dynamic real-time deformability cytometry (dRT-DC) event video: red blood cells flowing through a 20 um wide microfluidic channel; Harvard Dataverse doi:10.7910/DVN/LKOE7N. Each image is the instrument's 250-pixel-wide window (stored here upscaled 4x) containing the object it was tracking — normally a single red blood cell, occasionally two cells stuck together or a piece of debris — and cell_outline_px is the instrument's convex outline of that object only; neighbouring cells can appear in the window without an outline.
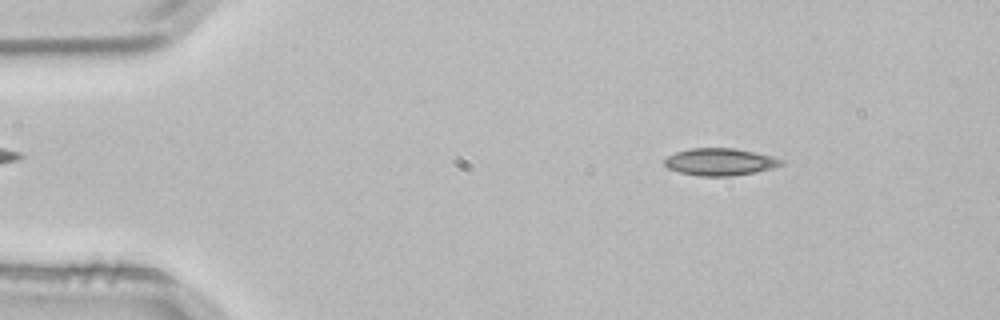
{"species": "common noctule bat (a hibernating species)", "species_latin": "Nyctalus noctula", "temperature_condition": "room temperature", "stored_images_in_passage": 3, "camera_frame_rate_fps": 3000, "um_per_image_px": 0.085, "animal": {"sex": "male", "body_mass_g": 21.5, "forearm_length_mm": 52.0}, "frame": {"image": 1, "passage_image": 1, "time_ms": 0.0, "image_size_px": [1000, 320], "cell_outline_px": [[784, 164], [776, 168], [756, 172], [732, 176], [696, 176], [680, 172], [668, 168], [664, 164], [664, 160], [668, 156], [676, 152], [688, 148], [736, 148], [772, 156], [784, 160]], "centroid_in_image_um": [61.23, 13.76], "position_along_channel_um": 23.8, "area_um2": 18.73}}